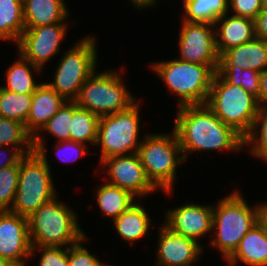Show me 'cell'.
Segmentation results:
<instances>
[{"instance_id":"ba28073f","label":"cell","mask_w":267,"mask_h":266,"mask_svg":"<svg viewBox=\"0 0 267 266\" xmlns=\"http://www.w3.org/2000/svg\"><path fill=\"white\" fill-rule=\"evenodd\" d=\"M94 35H86L66 49L53 73V81L46 82L66 101H75L86 79L98 65V47Z\"/></svg>"},{"instance_id":"2e32d148","label":"cell","mask_w":267,"mask_h":266,"mask_svg":"<svg viewBox=\"0 0 267 266\" xmlns=\"http://www.w3.org/2000/svg\"><path fill=\"white\" fill-rule=\"evenodd\" d=\"M31 248L28 218L0 211V258L27 266Z\"/></svg>"},{"instance_id":"f1b7e54d","label":"cell","mask_w":267,"mask_h":266,"mask_svg":"<svg viewBox=\"0 0 267 266\" xmlns=\"http://www.w3.org/2000/svg\"><path fill=\"white\" fill-rule=\"evenodd\" d=\"M33 94L10 92L0 86V116L25 125Z\"/></svg>"},{"instance_id":"83f0119b","label":"cell","mask_w":267,"mask_h":266,"mask_svg":"<svg viewBox=\"0 0 267 266\" xmlns=\"http://www.w3.org/2000/svg\"><path fill=\"white\" fill-rule=\"evenodd\" d=\"M72 117L73 101H67L33 138V144H46L45 133L47 135L50 133L49 135L57 139V142L71 140Z\"/></svg>"},{"instance_id":"8992f818","label":"cell","mask_w":267,"mask_h":266,"mask_svg":"<svg viewBox=\"0 0 267 266\" xmlns=\"http://www.w3.org/2000/svg\"><path fill=\"white\" fill-rule=\"evenodd\" d=\"M149 67L176 96L177 106L205 104L216 70L211 65L190 63L174 58L151 62Z\"/></svg>"},{"instance_id":"74e56055","label":"cell","mask_w":267,"mask_h":266,"mask_svg":"<svg viewBox=\"0 0 267 266\" xmlns=\"http://www.w3.org/2000/svg\"><path fill=\"white\" fill-rule=\"evenodd\" d=\"M34 148H16L11 146H0V169L11 165L20 164L21 160Z\"/></svg>"},{"instance_id":"52a82bcc","label":"cell","mask_w":267,"mask_h":266,"mask_svg":"<svg viewBox=\"0 0 267 266\" xmlns=\"http://www.w3.org/2000/svg\"><path fill=\"white\" fill-rule=\"evenodd\" d=\"M205 105L244 138L252 131L260 108L256 96L242 86L230 84L217 71Z\"/></svg>"},{"instance_id":"60d3db41","label":"cell","mask_w":267,"mask_h":266,"mask_svg":"<svg viewBox=\"0 0 267 266\" xmlns=\"http://www.w3.org/2000/svg\"><path fill=\"white\" fill-rule=\"evenodd\" d=\"M131 2V5L138 11L147 10L149 8H154L158 6V0H128ZM147 8V9H146Z\"/></svg>"},{"instance_id":"7402d4cb","label":"cell","mask_w":267,"mask_h":266,"mask_svg":"<svg viewBox=\"0 0 267 266\" xmlns=\"http://www.w3.org/2000/svg\"><path fill=\"white\" fill-rule=\"evenodd\" d=\"M146 208L138 200L134 202L119 217L114 219L113 225L119 238L125 243H138L151 232L152 219Z\"/></svg>"},{"instance_id":"6da1fadb","label":"cell","mask_w":267,"mask_h":266,"mask_svg":"<svg viewBox=\"0 0 267 266\" xmlns=\"http://www.w3.org/2000/svg\"><path fill=\"white\" fill-rule=\"evenodd\" d=\"M177 109L173 130L185 161L193 152L201 155L208 151H243L245 138L224 124L205 104L184 105Z\"/></svg>"},{"instance_id":"9c48e42d","label":"cell","mask_w":267,"mask_h":266,"mask_svg":"<svg viewBox=\"0 0 267 266\" xmlns=\"http://www.w3.org/2000/svg\"><path fill=\"white\" fill-rule=\"evenodd\" d=\"M120 72V69L99 72L96 69L82 85L75 100L77 105L98 116L128 109L138 98L130 92Z\"/></svg>"},{"instance_id":"f546056e","label":"cell","mask_w":267,"mask_h":266,"mask_svg":"<svg viewBox=\"0 0 267 266\" xmlns=\"http://www.w3.org/2000/svg\"><path fill=\"white\" fill-rule=\"evenodd\" d=\"M245 148L252 157L267 163V107L259 108L252 131L245 137Z\"/></svg>"},{"instance_id":"8fae6325","label":"cell","mask_w":267,"mask_h":266,"mask_svg":"<svg viewBox=\"0 0 267 266\" xmlns=\"http://www.w3.org/2000/svg\"><path fill=\"white\" fill-rule=\"evenodd\" d=\"M179 31L177 46L180 55L176 59L211 65L217 71L220 55L216 47L215 26L209 23L181 20Z\"/></svg>"},{"instance_id":"277c9868","label":"cell","mask_w":267,"mask_h":266,"mask_svg":"<svg viewBox=\"0 0 267 266\" xmlns=\"http://www.w3.org/2000/svg\"><path fill=\"white\" fill-rule=\"evenodd\" d=\"M58 195L40 206L28 217L29 237L32 246L69 247L86 236L80 228L78 214Z\"/></svg>"},{"instance_id":"1f68e13d","label":"cell","mask_w":267,"mask_h":266,"mask_svg":"<svg viewBox=\"0 0 267 266\" xmlns=\"http://www.w3.org/2000/svg\"><path fill=\"white\" fill-rule=\"evenodd\" d=\"M217 72L230 84L242 86L258 97L260 91V72L236 67H218Z\"/></svg>"},{"instance_id":"8d00e7d4","label":"cell","mask_w":267,"mask_h":266,"mask_svg":"<svg viewBox=\"0 0 267 266\" xmlns=\"http://www.w3.org/2000/svg\"><path fill=\"white\" fill-rule=\"evenodd\" d=\"M261 10V0H229L228 13L231 15L254 20Z\"/></svg>"},{"instance_id":"5bb4252c","label":"cell","mask_w":267,"mask_h":266,"mask_svg":"<svg viewBox=\"0 0 267 266\" xmlns=\"http://www.w3.org/2000/svg\"><path fill=\"white\" fill-rule=\"evenodd\" d=\"M163 225L170 231L201 241L212 233L213 204L186 202L165 212ZM200 240V241H199Z\"/></svg>"},{"instance_id":"7a4b0ae2","label":"cell","mask_w":267,"mask_h":266,"mask_svg":"<svg viewBox=\"0 0 267 266\" xmlns=\"http://www.w3.org/2000/svg\"><path fill=\"white\" fill-rule=\"evenodd\" d=\"M260 207L261 201L250 206L240 190L234 189L225 195L213 205L212 237L207 244L217 249L226 260L259 222Z\"/></svg>"},{"instance_id":"484cf974","label":"cell","mask_w":267,"mask_h":266,"mask_svg":"<svg viewBox=\"0 0 267 266\" xmlns=\"http://www.w3.org/2000/svg\"><path fill=\"white\" fill-rule=\"evenodd\" d=\"M25 30L22 0H0V41L17 44Z\"/></svg>"},{"instance_id":"e0dca14e","label":"cell","mask_w":267,"mask_h":266,"mask_svg":"<svg viewBox=\"0 0 267 266\" xmlns=\"http://www.w3.org/2000/svg\"><path fill=\"white\" fill-rule=\"evenodd\" d=\"M67 101L46 82L35 90L25 128L34 138Z\"/></svg>"},{"instance_id":"cb8c5ba5","label":"cell","mask_w":267,"mask_h":266,"mask_svg":"<svg viewBox=\"0 0 267 266\" xmlns=\"http://www.w3.org/2000/svg\"><path fill=\"white\" fill-rule=\"evenodd\" d=\"M94 198L99 206L101 217L110 218L112 221L139 200L128 191L105 181L96 188Z\"/></svg>"},{"instance_id":"603a6c76","label":"cell","mask_w":267,"mask_h":266,"mask_svg":"<svg viewBox=\"0 0 267 266\" xmlns=\"http://www.w3.org/2000/svg\"><path fill=\"white\" fill-rule=\"evenodd\" d=\"M17 59L5 71V85H0L3 89L19 94H34L35 90L43 83L36 81L34 75L41 74L43 69L33 65L26 60L19 52Z\"/></svg>"},{"instance_id":"d590c367","label":"cell","mask_w":267,"mask_h":266,"mask_svg":"<svg viewBox=\"0 0 267 266\" xmlns=\"http://www.w3.org/2000/svg\"><path fill=\"white\" fill-rule=\"evenodd\" d=\"M54 146L56 157L64 163L75 162L79 157L82 158L91 152L87 144L72 140L55 142Z\"/></svg>"},{"instance_id":"ab89813d","label":"cell","mask_w":267,"mask_h":266,"mask_svg":"<svg viewBox=\"0 0 267 266\" xmlns=\"http://www.w3.org/2000/svg\"><path fill=\"white\" fill-rule=\"evenodd\" d=\"M259 107H267V68L260 73V91L257 97Z\"/></svg>"},{"instance_id":"9a60e30c","label":"cell","mask_w":267,"mask_h":266,"mask_svg":"<svg viewBox=\"0 0 267 266\" xmlns=\"http://www.w3.org/2000/svg\"><path fill=\"white\" fill-rule=\"evenodd\" d=\"M158 228L154 266H196L205 253L201 242L172 232L163 224Z\"/></svg>"},{"instance_id":"b9f144b4","label":"cell","mask_w":267,"mask_h":266,"mask_svg":"<svg viewBox=\"0 0 267 266\" xmlns=\"http://www.w3.org/2000/svg\"><path fill=\"white\" fill-rule=\"evenodd\" d=\"M259 222L263 226L267 235V201L261 202V207L259 212Z\"/></svg>"},{"instance_id":"f35d334b","label":"cell","mask_w":267,"mask_h":266,"mask_svg":"<svg viewBox=\"0 0 267 266\" xmlns=\"http://www.w3.org/2000/svg\"><path fill=\"white\" fill-rule=\"evenodd\" d=\"M254 22L256 37L267 42V10H261Z\"/></svg>"},{"instance_id":"3957f363","label":"cell","mask_w":267,"mask_h":266,"mask_svg":"<svg viewBox=\"0 0 267 266\" xmlns=\"http://www.w3.org/2000/svg\"><path fill=\"white\" fill-rule=\"evenodd\" d=\"M34 151L20 162L19 180L11 212L30 217L58 195L46 144H33Z\"/></svg>"},{"instance_id":"ee69618b","label":"cell","mask_w":267,"mask_h":266,"mask_svg":"<svg viewBox=\"0 0 267 266\" xmlns=\"http://www.w3.org/2000/svg\"><path fill=\"white\" fill-rule=\"evenodd\" d=\"M261 9L267 10V0H261Z\"/></svg>"},{"instance_id":"d4e9b609","label":"cell","mask_w":267,"mask_h":266,"mask_svg":"<svg viewBox=\"0 0 267 266\" xmlns=\"http://www.w3.org/2000/svg\"><path fill=\"white\" fill-rule=\"evenodd\" d=\"M182 20L213 24L229 10V0H183Z\"/></svg>"},{"instance_id":"ac0fdd59","label":"cell","mask_w":267,"mask_h":266,"mask_svg":"<svg viewBox=\"0 0 267 266\" xmlns=\"http://www.w3.org/2000/svg\"><path fill=\"white\" fill-rule=\"evenodd\" d=\"M214 26L219 55L229 48L247 43L256 37L255 22L251 18L227 13L220 17Z\"/></svg>"},{"instance_id":"4fadbf2b","label":"cell","mask_w":267,"mask_h":266,"mask_svg":"<svg viewBox=\"0 0 267 266\" xmlns=\"http://www.w3.org/2000/svg\"><path fill=\"white\" fill-rule=\"evenodd\" d=\"M68 30V22L25 27L16 44L17 52L33 65L44 69L45 64L61 52V42L66 38Z\"/></svg>"},{"instance_id":"d6a6232c","label":"cell","mask_w":267,"mask_h":266,"mask_svg":"<svg viewBox=\"0 0 267 266\" xmlns=\"http://www.w3.org/2000/svg\"><path fill=\"white\" fill-rule=\"evenodd\" d=\"M20 164L0 169V211H10L15 199Z\"/></svg>"},{"instance_id":"4dcf8cb0","label":"cell","mask_w":267,"mask_h":266,"mask_svg":"<svg viewBox=\"0 0 267 266\" xmlns=\"http://www.w3.org/2000/svg\"><path fill=\"white\" fill-rule=\"evenodd\" d=\"M0 146L33 148V137L23 123L0 116Z\"/></svg>"},{"instance_id":"30bf717a","label":"cell","mask_w":267,"mask_h":266,"mask_svg":"<svg viewBox=\"0 0 267 266\" xmlns=\"http://www.w3.org/2000/svg\"><path fill=\"white\" fill-rule=\"evenodd\" d=\"M140 100L128 109L100 116L95 146L100 147V161L112 156L129 155L138 152L141 144ZM141 139V140H140Z\"/></svg>"},{"instance_id":"e575fe53","label":"cell","mask_w":267,"mask_h":266,"mask_svg":"<svg viewBox=\"0 0 267 266\" xmlns=\"http://www.w3.org/2000/svg\"><path fill=\"white\" fill-rule=\"evenodd\" d=\"M40 252L38 266H68V247L32 246L30 258Z\"/></svg>"},{"instance_id":"7bdbcfd3","label":"cell","mask_w":267,"mask_h":266,"mask_svg":"<svg viewBox=\"0 0 267 266\" xmlns=\"http://www.w3.org/2000/svg\"><path fill=\"white\" fill-rule=\"evenodd\" d=\"M0 266H23V265L4 258H0Z\"/></svg>"},{"instance_id":"44dd1931","label":"cell","mask_w":267,"mask_h":266,"mask_svg":"<svg viewBox=\"0 0 267 266\" xmlns=\"http://www.w3.org/2000/svg\"><path fill=\"white\" fill-rule=\"evenodd\" d=\"M25 27H39L69 22L71 16L65 0H24Z\"/></svg>"},{"instance_id":"836d02e7","label":"cell","mask_w":267,"mask_h":266,"mask_svg":"<svg viewBox=\"0 0 267 266\" xmlns=\"http://www.w3.org/2000/svg\"><path fill=\"white\" fill-rule=\"evenodd\" d=\"M88 236L86 235L79 242L68 247V266H115L112 264L102 263L97 255L95 256L87 246H84V242H88Z\"/></svg>"},{"instance_id":"d6986e66","label":"cell","mask_w":267,"mask_h":266,"mask_svg":"<svg viewBox=\"0 0 267 266\" xmlns=\"http://www.w3.org/2000/svg\"><path fill=\"white\" fill-rule=\"evenodd\" d=\"M236 66L263 72L267 68V42L255 37L220 54L218 67Z\"/></svg>"},{"instance_id":"7c38bea8","label":"cell","mask_w":267,"mask_h":266,"mask_svg":"<svg viewBox=\"0 0 267 266\" xmlns=\"http://www.w3.org/2000/svg\"><path fill=\"white\" fill-rule=\"evenodd\" d=\"M100 165L107 183L128 191L136 199L159 191L147 177L138 153L112 156L103 159Z\"/></svg>"},{"instance_id":"4316f807","label":"cell","mask_w":267,"mask_h":266,"mask_svg":"<svg viewBox=\"0 0 267 266\" xmlns=\"http://www.w3.org/2000/svg\"><path fill=\"white\" fill-rule=\"evenodd\" d=\"M99 119L100 116L79 107L73 101L71 140L94 147L97 142Z\"/></svg>"},{"instance_id":"5b68a950","label":"cell","mask_w":267,"mask_h":266,"mask_svg":"<svg viewBox=\"0 0 267 266\" xmlns=\"http://www.w3.org/2000/svg\"><path fill=\"white\" fill-rule=\"evenodd\" d=\"M142 137L137 153L146 175L159 191L171 197L178 180L177 168L186 162L176 132H147Z\"/></svg>"},{"instance_id":"ffe728a7","label":"cell","mask_w":267,"mask_h":266,"mask_svg":"<svg viewBox=\"0 0 267 266\" xmlns=\"http://www.w3.org/2000/svg\"><path fill=\"white\" fill-rule=\"evenodd\" d=\"M228 266H267V235L258 222L241 239L236 250L225 260Z\"/></svg>"}]
</instances>
